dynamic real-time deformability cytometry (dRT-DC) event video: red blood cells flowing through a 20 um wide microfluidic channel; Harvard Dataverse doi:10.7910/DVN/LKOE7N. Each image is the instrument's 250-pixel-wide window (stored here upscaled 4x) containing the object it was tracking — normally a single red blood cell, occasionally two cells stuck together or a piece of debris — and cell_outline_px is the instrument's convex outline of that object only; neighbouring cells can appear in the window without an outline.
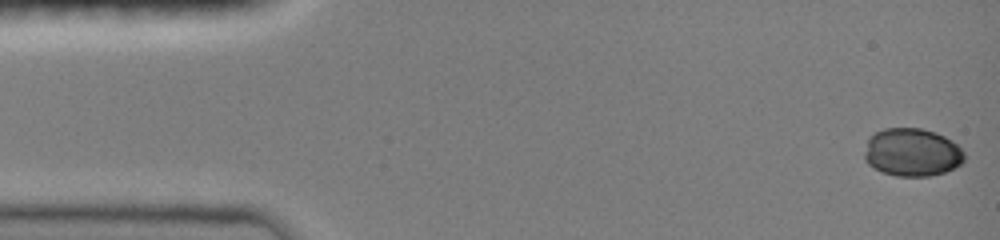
{"species": "common noctule bat (a hibernating species)", "species_latin": "Nyctalus noctula", "temperature_condition": "room temperature", "stored_images_in_passage": 5, "camera_frame_rate_fps": 3000, "um_per_image_px": 0.085, "animal": {"sex": "female", "body_mass_g": 19.0, "forearm_length_mm": 51.5}, "frame": {"image": 1, "passage_image": 1, "time_ms": 0.0, "image_size_px": [1000, 240], "cell_outline_px": [[964, 160], [960, 164], [944, 172], [928, 176], [896, 176], [884, 172], [868, 164], [864, 160], [864, 152], [868, 136], [884, 128], [920, 128], [936, 132], [952, 140], [964, 152]], "centroid_in_image_um": [77.5, 12.93], "position_along_channel_um": 7.5, "area_um2": 27.98}}
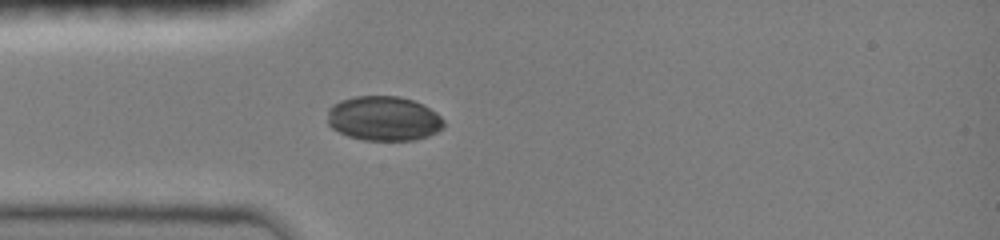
{"frame": {"image": 2, "passage_image": 5, "time_ms": 4.0, "image_size_px": [1000, 240], "cell_outline_px": [[444, 128], [428, 136], [416, 140], [364, 140], [348, 136], [332, 128], [328, 124], [328, 108], [332, 104], [340, 100], [356, 96], [396, 96], [412, 100], [436, 112], [444, 120]], "centroid_in_image_um": [32.6, 10.08], "position_along_channel_um": 52.4, "area_um2": 30.23}}